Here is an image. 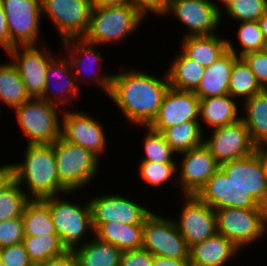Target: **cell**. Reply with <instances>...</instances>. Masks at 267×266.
<instances>
[{
    "mask_svg": "<svg viewBox=\"0 0 267 266\" xmlns=\"http://www.w3.org/2000/svg\"><path fill=\"white\" fill-rule=\"evenodd\" d=\"M223 10L213 0H170L166 16L175 15L186 27L182 38L217 34Z\"/></svg>",
    "mask_w": 267,
    "mask_h": 266,
    "instance_id": "9c48e42d",
    "label": "cell"
},
{
    "mask_svg": "<svg viewBox=\"0 0 267 266\" xmlns=\"http://www.w3.org/2000/svg\"><path fill=\"white\" fill-rule=\"evenodd\" d=\"M23 244L34 266L60 257L68 251L57 234L25 236Z\"/></svg>",
    "mask_w": 267,
    "mask_h": 266,
    "instance_id": "836d02e7",
    "label": "cell"
},
{
    "mask_svg": "<svg viewBox=\"0 0 267 266\" xmlns=\"http://www.w3.org/2000/svg\"><path fill=\"white\" fill-rule=\"evenodd\" d=\"M12 177V168L10 164L0 165V189Z\"/></svg>",
    "mask_w": 267,
    "mask_h": 266,
    "instance_id": "816d5d0a",
    "label": "cell"
},
{
    "mask_svg": "<svg viewBox=\"0 0 267 266\" xmlns=\"http://www.w3.org/2000/svg\"><path fill=\"white\" fill-rule=\"evenodd\" d=\"M239 251L230 240L216 233L190 247L189 262L191 266H226Z\"/></svg>",
    "mask_w": 267,
    "mask_h": 266,
    "instance_id": "603a6c76",
    "label": "cell"
},
{
    "mask_svg": "<svg viewBox=\"0 0 267 266\" xmlns=\"http://www.w3.org/2000/svg\"><path fill=\"white\" fill-rule=\"evenodd\" d=\"M138 176L148 185L155 188L166 185L171 179H176L177 164H164L151 161H140L138 166Z\"/></svg>",
    "mask_w": 267,
    "mask_h": 266,
    "instance_id": "f35d334b",
    "label": "cell"
},
{
    "mask_svg": "<svg viewBox=\"0 0 267 266\" xmlns=\"http://www.w3.org/2000/svg\"><path fill=\"white\" fill-rule=\"evenodd\" d=\"M24 237L22 217L0 222V249L23 242Z\"/></svg>",
    "mask_w": 267,
    "mask_h": 266,
    "instance_id": "60d3db41",
    "label": "cell"
},
{
    "mask_svg": "<svg viewBox=\"0 0 267 266\" xmlns=\"http://www.w3.org/2000/svg\"><path fill=\"white\" fill-rule=\"evenodd\" d=\"M23 162L13 164L12 178L30 199H44L62 194H73L59 181L52 144H26ZM24 184V185H23ZM28 192V193H27Z\"/></svg>",
    "mask_w": 267,
    "mask_h": 266,
    "instance_id": "7a4b0ae2",
    "label": "cell"
},
{
    "mask_svg": "<svg viewBox=\"0 0 267 266\" xmlns=\"http://www.w3.org/2000/svg\"><path fill=\"white\" fill-rule=\"evenodd\" d=\"M59 108L44 99L31 97L14 109L27 144H53L61 137L63 112Z\"/></svg>",
    "mask_w": 267,
    "mask_h": 266,
    "instance_id": "8992f818",
    "label": "cell"
},
{
    "mask_svg": "<svg viewBox=\"0 0 267 266\" xmlns=\"http://www.w3.org/2000/svg\"><path fill=\"white\" fill-rule=\"evenodd\" d=\"M106 193L91 198L92 225L94 232L107 223L125 225H144L145 219L153 212L149 207L142 206L119 194Z\"/></svg>",
    "mask_w": 267,
    "mask_h": 266,
    "instance_id": "4fadbf2b",
    "label": "cell"
},
{
    "mask_svg": "<svg viewBox=\"0 0 267 266\" xmlns=\"http://www.w3.org/2000/svg\"><path fill=\"white\" fill-rule=\"evenodd\" d=\"M223 3L222 6H224V9L233 1V0H218V2Z\"/></svg>",
    "mask_w": 267,
    "mask_h": 266,
    "instance_id": "db71d44e",
    "label": "cell"
},
{
    "mask_svg": "<svg viewBox=\"0 0 267 266\" xmlns=\"http://www.w3.org/2000/svg\"><path fill=\"white\" fill-rule=\"evenodd\" d=\"M255 153L258 155L267 178V144L256 146Z\"/></svg>",
    "mask_w": 267,
    "mask_h": 266,
    "instance_id": "f907efd6",
    "label": "cell"
},
{
    "mask_svg": "<svg viewBox=\"0 0 267 266\" xmlns=\"http://www.w3.org/2000/svg\"><path fill=\"white\" fill-rule=\"evenodd\" d=\"M138 128L146 129L144 138L142 139L143 152L145 156L141 159V161L177 164V161H174L175 157H177L174 156L176 153L166 142V139L161 132H157L149 126H138Z\"/></svg>",
    "mask_w": 267,
    "mask_h": 266,
    "instance_id": "8d00e7d4",
    "label": "cell"
},
{
    "mask_svg": "<svg viewBox=\"0 0 267 266\" xmlns=\"http://www.w3.org/2000/svg\"><path fill=\"white\" fill-rule=\"evenodd\" d=\"M3 266H34L23 242L0 249Z\"/></svg>",
    "mask_w": 267,
    "mask_h": 266,
    "instance_id": "7bdbcfd3",
    "label": "cell"
},
{
    "mask_svg": "<svg viewBox=\"0 0 267 266\" xmlns=\"http://www.w3.org/2000/svg\"><path fill=\"white\" fill-rule=\"evenodd\" d=\"M258 23L263 33V36L267 42V9L264 14L259 18Z\"/></svg>",
    "mask_w": 267,
    "mask_h": 266,
    "instance_id": "f5cc1de1",
    "label": "cell"
},
{
    "mask_svg": "<svg viewBox=\"0 0 267 266\" xmlns=\"http://www.w3.org/2000/svg\"><path fill=\"white\" fill-rule=\"evenodd\" d=\"M99 240L111 243L121 251L142 248L143 225L102 224L95 232Z\"/></svg>",
    "mask_w": 267,
    "mask_h": 266,
    "instance_id": "f546056e",
    "label": "cell"
},
{
    "mask_svg": "<svg viewBox=\"0 0 267 266\" xmlns=\"http://www.w3.org/2000/svg\"><path fill=\"white\" fill-rule=\"evenodd\" d=\"M182 52L204 68L211 66L228 50V39L219 34L187 36L181 40Z\"/></svg>",
    "mask_w": 267,
    "mask_h": 266,
    "instance_id": "484cf974",
    "label": "cell"
},
{
    "mask_svg": "<svg viewBox=\"0 0 267 266\" xmlns=\"http://www.w3.org/2000/svg\"><path fill=\"white\" fill-rule=\"evenodd\" d=\"M61 45L63 46H61V49L64 48L63 50L66 51H64V53H66L65 55L70 59L69 62L78 88L81 90V81L83 79L86 80L85 76L88 77V75L91 74L87 79H90L89 81L91 83L94 82L96 86L101 87L100 89L108 96L111 89L112 73L107 74L101 72V68H103L102 61H104L105 58L101 55L98 50L99 48L96 49V47H99L100 45L91 43L83 37L64 40L61 42ZM92 64H94L93 67ZM89 66H91L92 69Z\"/></svg>",
    "mask_w": 267,
    "mask_h": 266,
    "instance_id": "8fae6325",
    "label": "cell"
},
{
    "mask_svg": "<svg viewBox=\"0 0 267 266\" xmlns=\"http://www.w3.org/2000/svg\"><path fill=\"white\" fill-rule=\"evenodd\" d=\"M217 233L230 240L239 250L261 240L267 232V209L226 207L215 210Z\"/></svg>",
    "mask_w": 267,
    "mask_h": 266,
    "instance_id": "52a82bcc",
    "label": "cell"
},
{
    "mask_svg": "<svg viewBox=\"0 0 267 266\" xmlns=\"http://www.w3.org/2000/svg\"><path fill=\"white\" fill-rule=\"evenodd\" d=\"M30 98L15 65L11 61L0 63V102L14 112Z\"/></svg>",
    "mask_w": 267,
    "mask_h": 266,
    "instance_id": "4dcf8cb0",
    "label": "cell"
},
{
    "mask_svg": "<svg viewBox=\"0 0 267 266\" xmlns=\"http://www.w3.org/2000/svg\"><path fill=\"white\" fill-rule=\"evenodd\" d=\"M205 68L188 58L181 50L167 68L170 87L178 90L195 91L200 84Z\"/></svg>",
    "mask_w": 267,
    "mask_h": 266,
    "instance_id": "83f0119b",
    "label": "cell"
},
{
    "mask_svg": "<svg viewBox=\"0 0 267 266\" xmlns=\"http://www.w3.org/2000/svg\"><path fill=\"white\" fill-rule=\"evenodd\" d=\"M267 9V0H233L225 11L236 22L258 21Z\"/></svg>",
    "mask_w": 267,
    "mask_h": 266,
    "instance_id": "ab89813d",
    "label": "cell"
},
{
    "mask_svg": "<svg viewBox=\"0 0 267 266\" xmlns=\"http://www.w3.org/2000/svg\"><path fill=\"white\" fill-rule=\"evenodd\" d=\"M197 196L214 210L226 207L267 209L228 179L221 169L207 181Z\"/></svg>",
    "mask_w": 267,
    "mask_h": 266,
    "instance_id": "44dd1931",
    "label": "cell"
},
{
    "mask_svg": "<svg viewBox=\"0 0 267 266\" xmlns=\"http://www.w3.org/2000/svg\"><path fill=\"white\" fill-rule=\"evenodd\" d=\"M0 1L7 18L11 49L14 46L38 44L41 41V0Z\"/></svg>",
    "mask_w": 267,
    "mask_h": 266,
    "instance_id": "7c38bea8",
    "label": "cell"
},
{
    "mask_svg": "<svg viewBox=\"0 0 267 266\" xmlns=\"http://www.w3.org/2000/svg\"><path fill=\"white\" fill-rule=\"evenodd\" d=\"M203 143L219 164L253 155L256 149L250 132L241 119L211 130L209 137L204 136Z\"/></svg>",
    "mask_w": 267,
    "mask_h": 266,
    "instance_id": "2e32d148",
    "label": "cell"
},
{
    "mask_svg": "<svg viewBox=\"0 0 267 266\" xmlns=\"http://www.w3.org/2000/svg\"><path fill=\"white\" fill-rule=\"evenodd\" d=\"M263 90L255 74L250 70L246 62L239 57L232 67L229 95L244 101Z\"/></svg>",
    "mask_w": 267,
    "mask_h": 266,
    "instance_id": "e575fe53",
    "label": "cell"
},
{
    "mask_svg": "<svg viewBox=\"0 0 267 266\" xmlns=\"http://www.w3.org/2000/svg\"><path fill=\"white\" fill-rule=\"evenodd\" d=\"M152 266H191L189 259H174L154 256Z\"/></svg>",
    "mask_w": 267,
    "mask_h": 266,
    "instance_id": "c3c4849f",
    "label": "cell"
},
{
    "mask_svg": "<svg viewBox=\"0 0 267 266\" xmlns=\"http://www.w3.org/2000/svg\"><path fill=\"white\" fill-rule=\"evenodd\" d=\"M241 102L244 110L241 120L249 130L253 143L256 146L267 144V90Z\"/></svg>",
    "mask_w": 267,
    "mask_h": 266,
    "instance_id": "4316f807",
    "label": "cell"
},
{
    "mask_svg": "<svg viewBox=\"0 0 267 266\" xmlns=\"http://www.w3.org/2000/svg\"><path fill=\"white\" fill-rule=\"evenodd\" d=\"M171 218L153 211L144 221L142 247L153 256L189 259L190 248Z\"/></svg>",
    "mask_w": 267,
    "mask_h": 266,
    "instance_id": "ba28073f",
    "label": "cell"
},
{
    "mask_svg": "<svg viewBox=\"0 0 267 266\" xmlns=\"http://www.w3.org/2000/svg\"><path fill=\"white\" fill-rule=\"evenodd\" d=\"M30 200L24 188L11 177L0 189V222L21 217Z\"/></svg>",
    "mask_w": 267,
    "mask_h": 266,
    "instance_id": "d590c367",
    "label": "cell"
},
{
    "mask_svg": "<svg viewBox=\"0 0 267 266\" xmlns=\"http://www.w3.org/2000/svg\"><path fill=\"white\" fill-rule=\"evenodd\" d=\"M179 155L183 160L177 164L178 177L176 181L173 180L170 183L174 182L175 185L178 183L176 187L181 188L183 196L197 195L207 181L220 169V164L204 143Z\"/></svg>",
    "mask_w": 267,
    "mask_h": 266,
    "instance_id": "e0dca14e",
    "label": "cell"
},
{
    "mask_svg": "<svg viewBox=\"0 0 267 266\" xmlns=\"http://www.w3.org/2000/svg\"><path fill=\"white\" fill-rule=\"evenodd\" d=\"M92 116L84 111H72L70 108L63 110L61 137L102 158L107 149V135L102 122Z\"/></svg>",
    "mask_w": 267,
    "mask_h": 266,
    "instance_id": "ac0fdd59",
    "label": "cell"
},
{
    "mask_svg": "<svg viewBox=\"0 0 267 266\" xmlns=\"http://www.w3.org/2000/svg\"><path fill=\"white\" fill-rule=\"evenodd\" d=\"M56 56L48 64L45 89L39 98L64 110L68 109L70 104L73 105L72 103L75 102L72 101L78 100L82 95L67 56L62 57L61 54H59L60 57Z\"/></svg>",
    "mask_w": 267,
    "mask_h": 266,
    "instance_id": "d6986e66",
    "label": "cell"
},
{
    "mask_svg": "<svg viewBox=\"0 0 267 266\" xmlns=\"http://www.w3.org/2000/svg\"><path fill=\"white\" fill-rule=\"evenodd\" d=\"M38 266H81L78 257L73 251H67L64 255L49 259Z\"/></svg>",
    "mask_w": 267,
    "mask_h": 266,
    "instance_id": "bcb514c9",
    "label": "cell"
},
{
    "mask_svg": "<svg viewBox=\"0 0 267 266\" xmlns=\"http://www.w3.org/2000/svg\"><path fill=\"white\" fill-rule=\"evenodd\" d=\"M143 20L145 17L129 3L92 8L88 30L83 38L105 47L110 43H120L135 33Z\"/></svg>",
    "mask_w": 267,
    "mask_h": 266,
    "instance_id": "3957f363",
    "label": "cell"
},
{
    "mask_svg": "<svg viewBox=\"0 0 267 266\" xmlns=\"http://www.w3.org/2000/svg\"><path fill=\"white\" fill-rule=\"evenodd\" d=\"M52 146L58 179L68 191L76 192L82 187H87L92 180L96 179L101 160L97 155L62 137L56 140Z\"/></svg>",
    "mask_w": 267,
    "mask_h": 266,
    "instance_id": "5b68a950",
    "label": "cell"
},
{
    "mask_svg": "<svg viewBox=\"0 0 267 266\" xmlns=\"http://www.w3.org/2000/svg\"><path fill=\"white\" fill-rule=\"evenodd\" d=\"M241 58L255 74L260 86L267 90V49L246 53Z\"/></svg>",
    "mask_w": 267,
    "mask_h": 266,
    "instance_id": "b9f144b4",
    "label": "cell"
},
{
    "mask_svg": "<svg viewBox=\"0 0 267 266\" xmlns=\"http://www.w3.org/2000/svg\"><path fill=\"white\" fill-rule=\"evenodd\" d=\"M41 200L48 206L56 233L67 250L73 251L84 244L86 233L89 237L94 236L89 200L85 204L81 202L78 204L71 200L67 201L61 194Z\"/></svg>",
    "mask_w": 267,
    "mask_h": 266,
    "instance_id": "277c9868",
    "label": "cell"
},
{
    "mask_svg": "<svg viewBox=\"0 0 267 266\" xmlns=\"http://www.w3.org/2000/svg\"><path fill=\"white\" fill-rule=\"evenodd\" d=\"M0 266H3V262H2V259H1V255H0Z\"/></svg>",
    "mask_w": 267,
    "mask_h": 266,
    "instance_id": "11a10c76",
    "label": "cell"
},
{
    "mask_svg": "<svg viewBox=\"0 0 267 266\" xmlns=\"http://www.w3.org/2000/svg\"><path fill=\"white\" fill-rule=\"evenodd\" d=\"M42 16L53 23L60 42L81 38L88 30L92 12L91 0H41Z\"/></svg>",
    "mask_w": 267,
    "mask_h": 266,
    "instance_id": "30bf717a",
    "label": "cell"
},
{
    "mask_svg": "<svg viewBox=\"0 0 267 266\" xmlns=\"http://www.w3.org/2000/svg\"><path fill=\"white\" fill-rule=\"evenodd\" d=\"M161 76L136 68L112 73L108 97L134 127L149 126L157 116L163 97L170 87L167 73Z\"/></svg>",
    "mask_w": 267,
    "mask_h": 266,
    "instance_id": "6da1fadb",
    "label": "cell"
},
{
    "mask_svg": "<svg viewBox=\"0 0 267 266\" xmlns=\"http://www.w3.org/2000/svg\"><path fill=\"white\" fill-rule=\"evenodd\" d=\"M128 3V0H91L92 8L117 6Z\"/></svg>",
    "mask_w": 267,
    "mask_h": 266,
    "instance_id": "681fc988",
    "label": "cell"
},
{
    "mask_svg": "<svg viewBox=\"0 0 267 266\" xmlns=\"http://www.w3.org/2000/svg\"><path fill=\"white\" fill-rule=\"evenodd\" d=\"M203 132L200 121H187L164 129L161 133L178 155L202 145L205 135Z\"/></svg>",
    "mask_w": 267,
    "mask_h": 266,
    "instance_id": "1f68e13d",
    "label": "cell"
},
{
    "mask_svg": "<svg viewBox=\"0 0 267 266\" xmlns=\"http://www.w3.org/2000/svg\"><path fill=\"white\" fill-rule=\"evenodd\" d=\"M220 169L235 185L267 208V178L256 153L220 164Z\"/></svg>",
    "mask_w": 267,
    "mask_h": 266,
    "instance_id": "7402d4cb",
    "label": "cell"
},
{
    "mask_svg": "<svg viewBox=\"0 0 267 266\" xmlns=\"http://www.w3.org/2000/svg\"><path fill=\"white\" fill-rule=\"evenodd\" d=\"M170 0H128V3L137 9L145 18L149 13L165 16Z\"/></svg>",
    "mask_w": 267,
    "mask_h": 266,
    "instance_id": "f6af8a7d",
    "label": "cell"
},
{
    "mask_svg": "<svg viewBox=\"0 0 267 266\" xmlns=\"http://www.w3.org/2000/svg\"><path fill=\"white\" fill-rule=\"evenodd\" d=\"M179 218H173L189 248L217 233L216 211L197 195H184Z\"/></svg>",
    "mask_w": 267,
    "mask_h": 266,
    "instance_id": "9a60e30c",
    "label": "cell"
},
{
    "mask_svg": "<svg viewBox=\"0 0 267 266\" xmlns=\"http://www.w3.org/2000/svg\"><path fill=\"white\" fill-rule=\"evenodd\" d=\"M0 46L6 53L11 50V40L7 25V18L0 1Z\"/></svg>",
    "mask_w": 267,
    "mask_h": 266,
    "instance_id": "7dc6e473",
    "label": "cell"
},
{
    "mask_svg": "<svg viewBox=\"0 0 267 266\" xmlns=\"http://www.w3.org/2000/svg\"><path fill=\"white\" fill-rule=\"evenodd\" d=\"M200 100L194 91L169 87L163 97L158 114L149 125L153 130L164 129L187 121H199Z\"/></svg>",
    "mask_w": 267,
    "mask_h": 266,
    "instance_id": "ffe728a7",
    "label": "cell"
},
{
    "mask_svg": "<svg viewBox=\"0 0 267 266\" xmlns=\"http://www.w3.org/2000/svg\"><path fill=\"white\" fill-rule=\"evenodd\" d=\"M238 101L229 94L201 99L199 110L201 129L202 126L204 128L203 121L211 130L239 121L241 113L238 107L240 103H236Z\"/></svg>",
    "mask_w": 267,
    "mask_h": 266,
    "instance_id": "d4e9b609",
    "label": "cell"
},
{
    "mask_svg": "<svg viewBox=\"0 0 267 266\" xmlns=\"http://www.w3.org/2000/svg\"><path fill=\"white\" fill-rule=\"evenodd\" d=\"M238 58L227 50L211 66L205 68L200 84L194 91L199 100L229 94L232 67Z\"/></svg>",
    "mask_w": 267,
    "mask_h": 266,
    "instance_id": "cb8c5ba5",
    "label": "cell"
},
{
    "mask_svg": "<svg viewBox=\"0 0 267 266\" xmlns=\"http://www.w3.org/2000/svg\"><path fill=\"white\" fill-rule=\"evenodd\" d=\"M236 30L239 45L237 52L234 43L228 39V50L232 51L237 57H242L246 53L267 49V42L260 29L258 21H241Z\"/></svg>",
    "mask_w": 267,
    "mask_h": 266,
    "instance_id": "74e56055",
    "label": "cell"
},
{
    "mask_svg": "<svg viewBox=\"0 0 267 266\" xmlns=\"http://www.w3.org/2000/svg\"><path fill=\"white\" fill-rule=\"evenodd\" d=\"M73 252L81 266H119L122 251L111 243L103 242L96 236L78 247Z\"/></svg>",
    "mask_w": 267,
    "mask_h": 266,
    "instance_id": "f1b7e54d",
    "label": "cell"
},
{
    "mask_svg": "<svg viewBox=\"0 0 267 266\" xmlns=\"http://www.w3.org/2000/svg\"><path fill=\"white\" fill-rule=\"evenodd\" d=\"M42 45L41 47L39 44L14 46L7 53L13 60L11 62L17 68L27 93L33 98H39L43 94L47 67L55 56L45 43Z\"/></svg>",
    "mask_w": 267,
    "mask_h": 266,
    "instance_id": "5bb4252c",
    "label": "cell"
},
{
    "mask_svg": "<svg viewBox=\"0 0 267 266\" xmlns=\"http://www.w3.org/2000/svg\"><path fill=\"white\" fill-rule=\"evenodd\" d=\"M154 256L143 247L122 251L119 266H152Z\"/></svg>",
    "mask_w": 267,
    "mask_h": 266,
    "instance_id": "ee69618b",
    "label": "cell"
},
{
    "mask_svg": "<svg viewBox=\"0 0 267 266\" xmlns=\"http://www.w3.org/2000/svg\"><path fill=\"white\" fill-rule=\"evenodd\" d=\"M25 236H43L57 234L48 206L39 199H31L21 216Z\"/></svg>",
    "mask_w": 267,
    "mask_h": 266,
    "instance_id": "d6a6232c",
    "label": "cell"
}]
</instances>
